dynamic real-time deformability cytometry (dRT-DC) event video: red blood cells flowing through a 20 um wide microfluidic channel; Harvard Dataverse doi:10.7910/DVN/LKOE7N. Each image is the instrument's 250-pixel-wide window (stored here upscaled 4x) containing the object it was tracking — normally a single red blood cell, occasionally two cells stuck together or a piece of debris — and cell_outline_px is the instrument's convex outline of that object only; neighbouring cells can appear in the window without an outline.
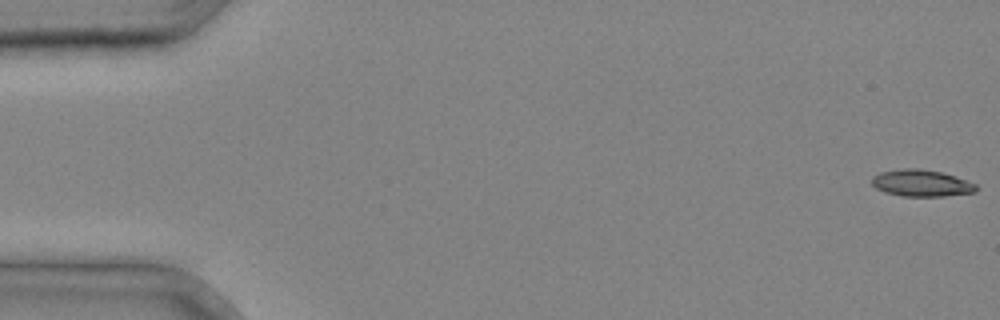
{"species": "common noctule bat (a hibernating species)", "species_latin": "Nyctalus noctula", "temperature_condition": "cold", "stored_images_in_passage": 36, "camera_frame_rate_fps": 3000, "um_per_image_px": 0.085, "animal": {"sex": "male", "body_mass_g": 20.4}, "frame": {"image": 1, "passage_image": 1, "time_ms": 0.0, "image_size_px": [1000, 320], "cell_outline_px": [[980, 188], [976, 192], [944, 196], [900, 196], [884, 192], [876, 188], [872, 184], [872, 176], [880, 172], [904, 168], [916, 168], [940, 172], [976, 184]], "centroid_in_image_um": [78.3, 15.57], "position_along_channel_um": 6.7, "area_um2": 16.18}}
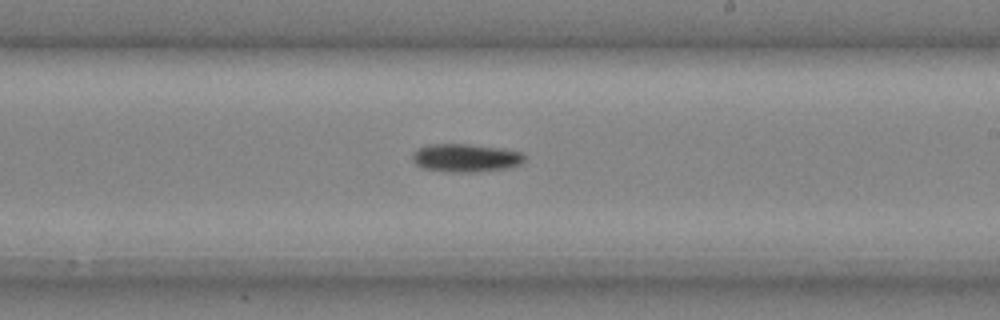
{"frame": {"image": 2, "passage_image": 23, "time_ms": 7.333, "image_size_px": [1000, 320], "cell_outline_px": [[524, 160], [520, 164], [504, 168], [472, 172], [452, 172], [424, 168], [416, 164], [412, 160], [412, 152], [416, 148], [428, 144], [468, 144], [504, 148], [524, 152]], "centroid_in_image_um": [39.56, 13.4], "position_along_channel_um": 249.4, "area_um2": 18.44}}
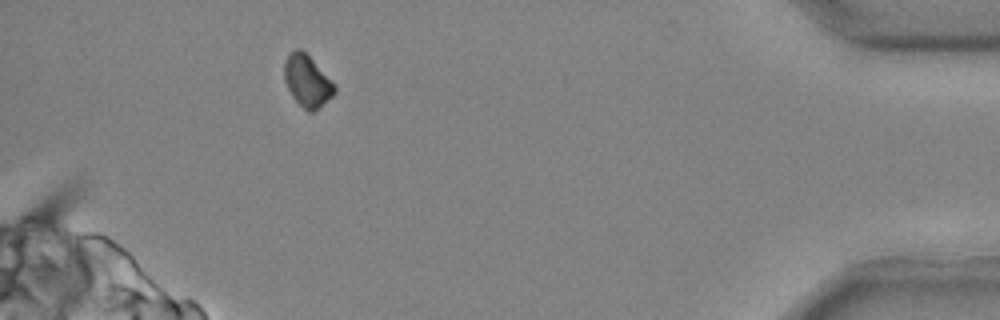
{"frame": {"image": 3, "passage_image": 35, "time_ms": 11.333, "image_size_px": [1000, 320], "cell_outline_px": [[336, 92], [320, 108], [312, 112], [308, 112], [292, 96], [284, 80], [284, 64], [288, 56], [296, 48], [300, 48], [336, 84]], "centroid_in_image_um": [26.13, 6.91], "position_along_channel_um": 409.1, "area_um2": 14.97}}